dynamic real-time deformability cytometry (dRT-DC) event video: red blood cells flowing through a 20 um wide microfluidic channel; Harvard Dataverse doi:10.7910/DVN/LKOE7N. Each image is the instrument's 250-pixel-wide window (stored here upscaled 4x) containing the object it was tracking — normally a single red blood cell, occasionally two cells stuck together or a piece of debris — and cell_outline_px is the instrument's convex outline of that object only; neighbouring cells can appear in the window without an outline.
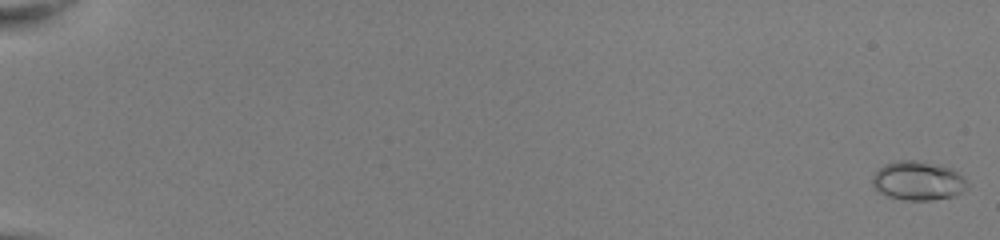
{"species": "common noctule bat (a hibernating species)", "species_latin": "Nyctalus noctula", "temperature_condition": "room temperature", "stored_images_in_passage": 53, "camera_frame_rate_fps": 3000, "um_per_image_px": 0.085, "animal": {"sex": "female", "body_mass_g": 22.0, "forearm_length_mm": 56.7}, "frame": {"image": 1, "passage_image": 1, "time_ms": 0.0, "image_size_px": [1000, 240], "cell_outline_px": [[968, 188], [952, 196], [932, 200], [904, 200], [888, 196], [880, 192], [872, 184], [872, 176], [884, 164], [896, 160], [916, 160], [952, 168], [968, 184]], "centroid_in_image_um": [78.0, 15.36], "position_along_channel_um": 7.0, "area_um2": 21.33}}
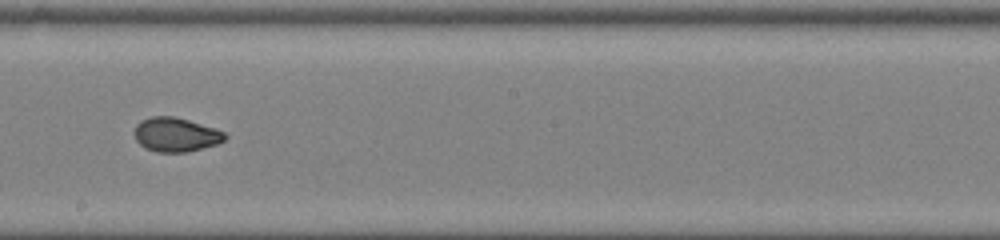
{"frame": {"image": 2, "passage_image": 33, "time_ms": 10.667, "image_size_px": [1000, 240], "cell_outline_px": [[228, 136], [224, 140], [216, 144], [188, 152], [156, 152], [144, 148], [136, 140], [136, 124], [140, 120], [152, 116], [172, 116], [188, 120], [224, 132]], "centroid_in_image_um": [14.92, 11.45], "position_along_channel_um": 233.3, "area_um2": 17.8}}
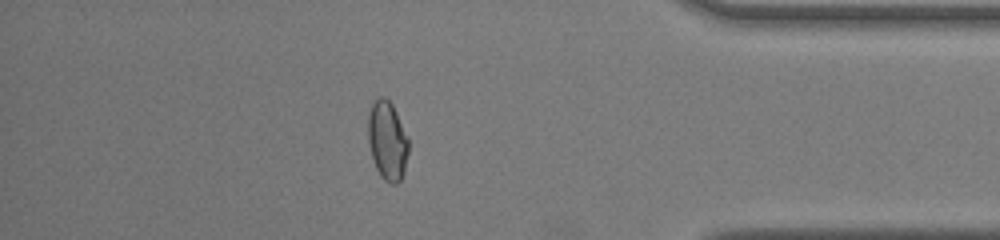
{"frame": {"image": 3, "passage_image": 47, "time_ms": 15.333, "image_size_px": [1000, 240], "cell_outline_px": [[408, 152], [404, 168], [400, 180], [396, 184], [392, 184], [384, 180], [380, 176], [376, 168], [372, 156], [368, 140], [368, 112], [376, 96], [384, 96], [392, 104], [408, 136]], "centroid_in_image_um": [32.91, 11.91], "position_along_channel_um": 402.3, "area_um2": 18.61}, "authors_computed_cell_mechanics": {"area_um2": 18.496, "velocity_mm_per_s": 4.0732, "shape_relaxation_time_tau1_ms": 6.0333, "shape_relaxation_time_tau2_ms": 0.9969, "deformation_change_tau1": 0.1919, "deformation_change_tau2": 0.0482}}